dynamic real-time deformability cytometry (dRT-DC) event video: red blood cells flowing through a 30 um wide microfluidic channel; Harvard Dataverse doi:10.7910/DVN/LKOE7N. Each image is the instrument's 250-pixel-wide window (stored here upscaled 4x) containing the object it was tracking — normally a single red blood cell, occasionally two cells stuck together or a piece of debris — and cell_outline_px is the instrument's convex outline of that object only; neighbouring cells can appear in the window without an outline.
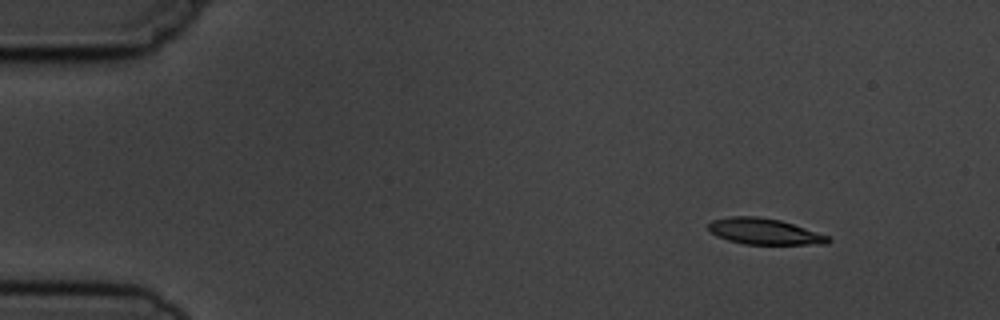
{"species": "common noctule bat (a hibernating species)", "species_latin": "Nyctalus noctula", "temperature_condition": "cold", "stored_images_in_passage": 8, "camera_frame_rate_fps": 3000, "um_per_image_px": 0.085, "animal": {"sex": "male", "body_mass_g": 19.5, "forearm_length_mm": 54.6}, "frame": {"image": 1, "passage_image": 1, "time_ms": 0.0, "image_size_px": [1000, 320], "cell_outline_px": [[832, 240], [828, 244], [744, 244], [728, 240], [716, 236], [708, 228], [708, 224], [712, 220], [728, 216], [756, 216], [780, 220], [828, 236]], "centroid_in_image_um": [64.94, 19.67], "position_along_channel_um": 20.1, "area_um2": 18.03}}
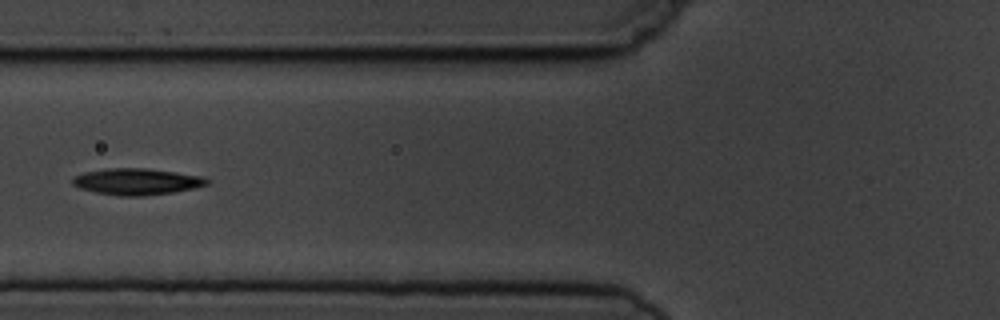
{"frame": {"image": 2, "passage_image": 5, "time_ms": 5.0, "image_size_px": [1000, 320], "cell_outline_px": [[208, 184], [192, 188], [172, 192], [144, 196], [120, 196], [96, 192], [80, 188], [72, 184], [72, 176], [84, 172], [108, 168], [144, 168], [176, 172], [204, 176], [208, 180]], "centroid_in_image_um": [11.59, 15.43], "position_along_channel_um": 114.2, "area_um2": 20.63}}
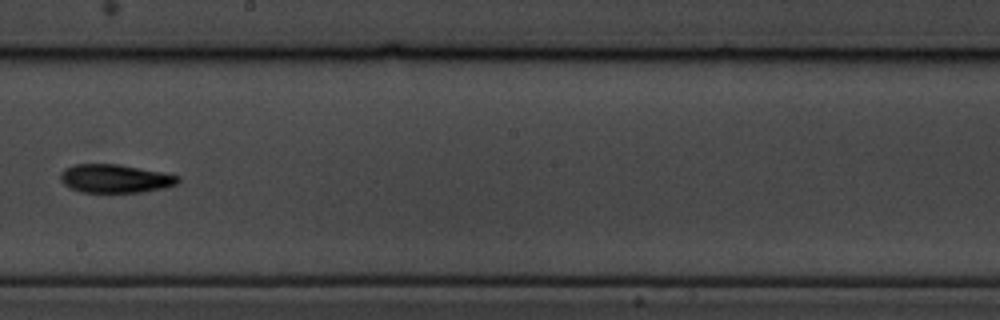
{"frame": {"image": 3, "passage_image": 8, "time_ms": 8.333, "image_size_px": [1000, 320], "cell_outline_px": [[180, 180], [176, 184], [164, 188], [140, 192], [80, 192], [64, 184], [60, 180], [60, 172], [64, 168], [72, 164], [120, 164], [180, 176]], "centroid_in_image_um": [9.75, 15.17], "position_along_channel_um": 238.5, "area_um2": 19.48}}